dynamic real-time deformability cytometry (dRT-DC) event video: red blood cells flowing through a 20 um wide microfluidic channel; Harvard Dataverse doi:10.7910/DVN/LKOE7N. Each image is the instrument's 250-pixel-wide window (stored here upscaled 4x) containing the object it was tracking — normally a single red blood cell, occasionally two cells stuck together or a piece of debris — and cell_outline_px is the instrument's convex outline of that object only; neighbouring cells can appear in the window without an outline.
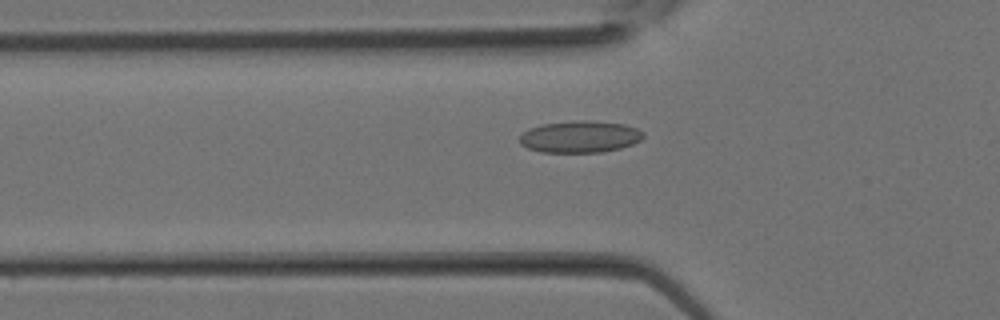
{"species": "Egyptian fruit bat (a non-hibernating species)", "species_latin": "Rousettus aegyptiacus", "temperature_condition": "room temperature", "stored_images_in_passage": 28, "camera_frame_rate_fps": 3000, "um_per_image_px": 0.085, "animal": {"sex": "female"}, "frame": {"image": 1, "passage_image": 10, "time_ms": 3.0, "image_size_px": [1000, 320], "cell_outline_px": [[644, 136], [640, 140], [632, 144], [620, 148], [600, 152], [540, 152], [528, 148], [520, 144], [520, 136], [528, 128], [544, 124], [580, 120], [584, 120], [624, 124], [636, 128], [644, 132]], "centroid_in_image_um": [49.29, 11.62], "position_along_channel_um": 76.5, "area_um2": 22.77}}
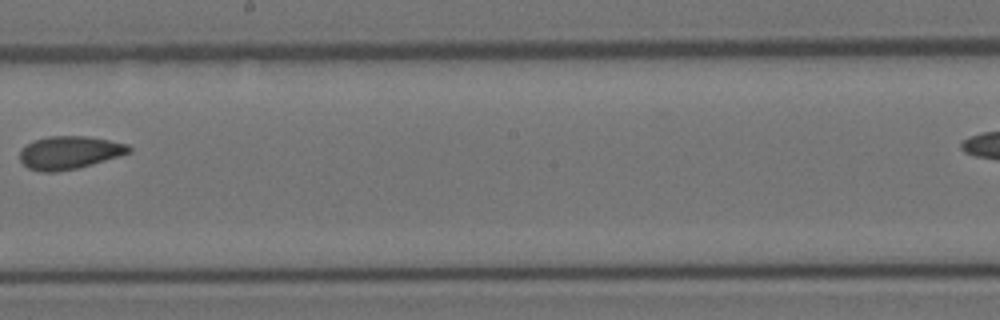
{"frame": {"image": 2, "passage_image": 18, "time_ms": 5.667, "image_size_px": [1000, 320], "cell_outline_px": [[132, 152], [92, 164], [76, 168], [56, 172], [44, 172], [28, 168], [20, 160], [20, 152], [28, 144], [36, 140], [48, 136], [88, 136], [128, 144], [132, 148]], "centroid_in_image_um": [5.93, 12.97], "position_along_channel_um": 242.3, "area_um2": 20.75}}
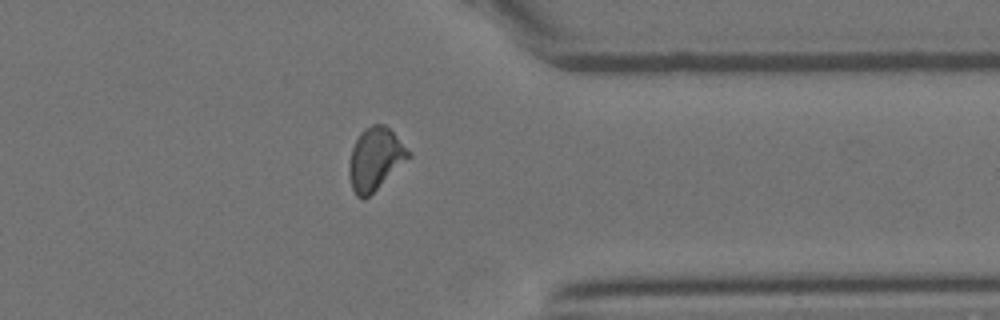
{"frame": {"image": 3, "passage_image": 25, "time_ms": 8.0, "image_size_px": [1000, 320], "cell_outline_px": [[412, 156], [364, 200], [356, 196], [352, 188], [348, 172], [348, 164], [352, 148], [360, 132], [364, 128], [372, 124], [384, 124], [412, 152]], "centroid_in_image_um": [31.89, 13.51], "position_along_channel_um": 379.5, "area_um2": 21.62}}